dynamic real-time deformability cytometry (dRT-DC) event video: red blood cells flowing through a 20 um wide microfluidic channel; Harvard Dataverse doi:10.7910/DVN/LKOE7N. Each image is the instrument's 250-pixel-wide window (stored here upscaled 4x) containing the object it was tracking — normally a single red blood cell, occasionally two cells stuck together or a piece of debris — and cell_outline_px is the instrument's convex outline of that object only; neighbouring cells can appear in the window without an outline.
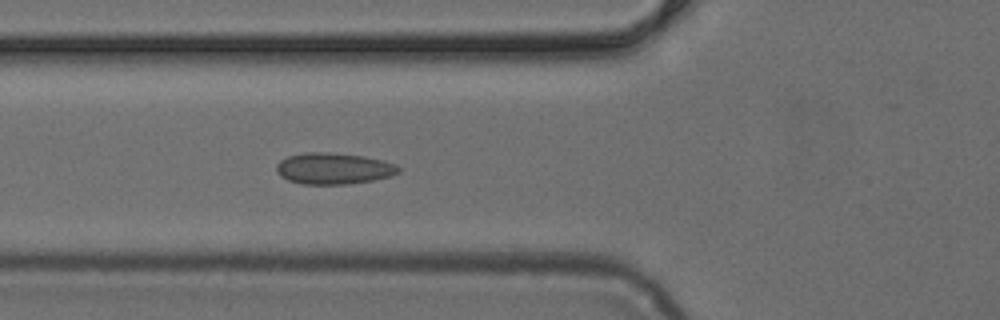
{"species": "common noctule bat (a hibernating species)", "species_latin": "Nyctalus noctula", "temperature_condition": "cold", "stored_images_in_passage": 6, "camera_frame_rate_fps": 3000, "um_per_image_px": 0.085, "animal": {"sex": "female", "body_mass_g": 24.6, "forearm_length_mm": 56.2}, "frame": {"image": 1, "passage_image": 6, "time_ms": 1.667, "image_size_px": [1000, 320], "cell_outline_px": [[400, 172], [392, 176], [372, 180], [348, 184], [300, 184], [288, 180], [280, 176], [276, 172], [276, 164], [280, 160], [288, 156], [304, 152], [328, 152], [364, 156], [384, 160], [396, 164], [400, 168]], "centroid_in_image_um": [28.35, 14.32], "position_along_channel_um": 97.4, "area_um2": 22.54}}